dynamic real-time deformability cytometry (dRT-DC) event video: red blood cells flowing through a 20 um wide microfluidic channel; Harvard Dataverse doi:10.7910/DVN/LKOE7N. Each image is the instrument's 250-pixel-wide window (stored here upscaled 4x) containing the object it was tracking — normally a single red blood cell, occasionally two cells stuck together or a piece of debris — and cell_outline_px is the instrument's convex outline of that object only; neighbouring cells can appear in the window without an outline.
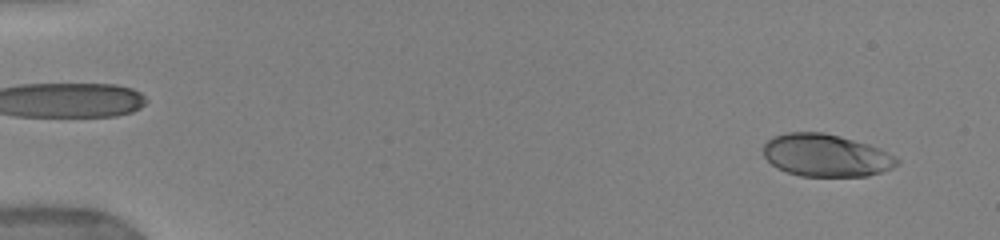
{"species": "human", "species_latin": "Homo sapiens", "temperature_condition": "warm", "stored_images_in_passage": 13, "camera_frame_rate_fps": 3000, "um_per_image_px": 0.085, "donor": {"sex": "female"}, "frame": {"image": 1, "passage_image": 2, "time_ms": 0.667, "image_size_px": [1000, 240], "cell_outline_px": [[900, 164], [892, 168], [868, 176], [800, 176], [776, 168], [764, 156], [764, 144], [772, 136], [784, 132], [824, 132], [840, 136], [868, 144], [880, 148], [896, 156], [900, 160]], "centroid_in_image_um": [70.22, 13.2], "position_along_channel_um": 14.8, "area_um2": 33.29}}
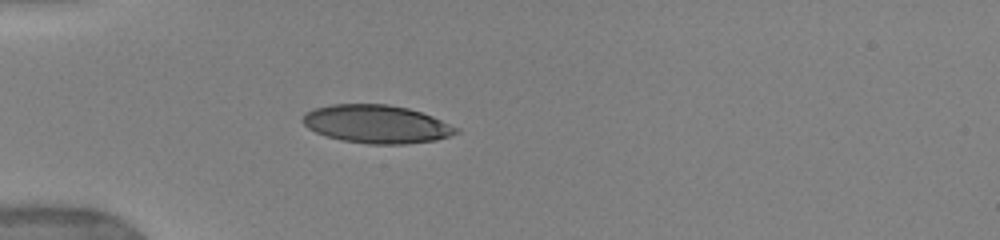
{"frame": {"image": 2, "passage_image": 11, "time_ms": 4.667, "image_size_px": [1000, 240], "cell_outline_px": [[460, 132], [436, 140], [404, 144], [368, 144], [340, 140], [316, 132], [308, 128], [300, 120], [304, 112], [312, 108], [332, 104], [388, 104], [408, 108], [432, 116], [460, 128]], "centroid_in_image_um": [31.98, 10.54], "position_along_channel_um": 53.0, "area_um2": 34.33}}